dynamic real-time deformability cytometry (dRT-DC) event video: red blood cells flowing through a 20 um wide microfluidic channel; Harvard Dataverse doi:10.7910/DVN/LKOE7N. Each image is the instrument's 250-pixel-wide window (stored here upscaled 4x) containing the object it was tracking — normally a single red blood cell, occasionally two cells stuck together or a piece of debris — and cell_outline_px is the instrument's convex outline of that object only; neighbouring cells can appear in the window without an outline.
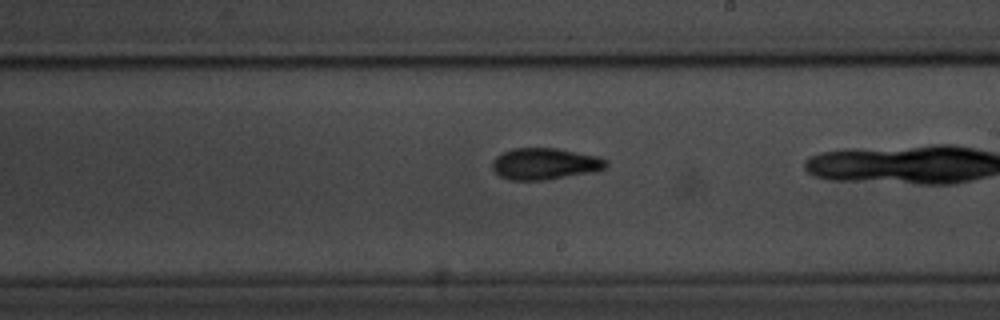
{"species": "common noctule bat (a hibernating species)", "species_latin": "Nyctalus noctula", "temperature_condition": "room temperature", "stored_images_in_passage": 15, "camera_frame_rate_fps": 3000, "um_per_image_px": 0.085, "animal": {"sex": "male", "body_mass_g": 20.1, "forearm_length_mm": 53.5}, "frame": {"image": 1, "passage_image": 13, "time_ms": 4.0, "image_size_px": [1000, 320], "cell_outline_px": [[608, 168], [592, 172], [544, 180], [512, 180], [500, 176], [492, 168], [492, 160], [496, 156], [512, 148], [556, 148], [600, 156], [608, 160]], "centroid_in_image_um": [46.35, 13.91], "position_along_channel_um": 242.6, "area_um2": 21.04}}